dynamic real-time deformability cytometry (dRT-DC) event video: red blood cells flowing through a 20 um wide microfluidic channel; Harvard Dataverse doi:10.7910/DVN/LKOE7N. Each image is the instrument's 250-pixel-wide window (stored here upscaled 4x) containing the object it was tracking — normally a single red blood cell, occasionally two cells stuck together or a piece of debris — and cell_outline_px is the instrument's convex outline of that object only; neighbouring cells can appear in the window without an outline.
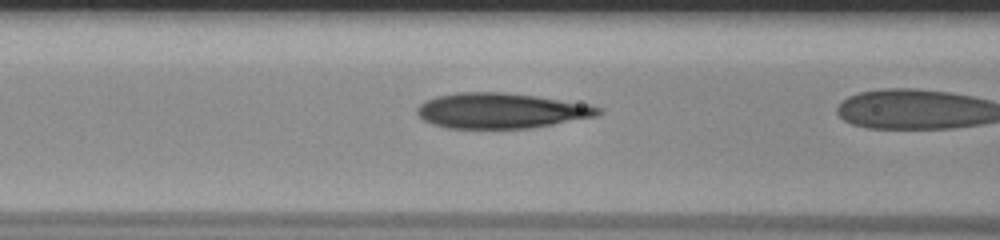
{"species": "human", "species_latin": "Homo sapiens", "temperature_condition": "room temperature", "stored_images_in_passage": 29, "camera_frame_rate_fps": 3000, "um_per_image_px": 0.085, "donor": {"sex": "male"}, "frame": {"image": 1, "passage_image": 9, "time_ms": 2.667, "image_size_px": [1000, 240], "cell_outline_px": [[604, 112], [596, 116], [532, 128], [448, 128], [432, 124], [424, 120], [416, 112], [416, 108], [420, 104], [436, 96], [456, 92], [504, 92], [536, 96], [588, 104], [600, 108]], "centroid_in_image_um": [42.58, 9.4], "position_along_channel_um": 124.0, "area_um2": 37.22}}
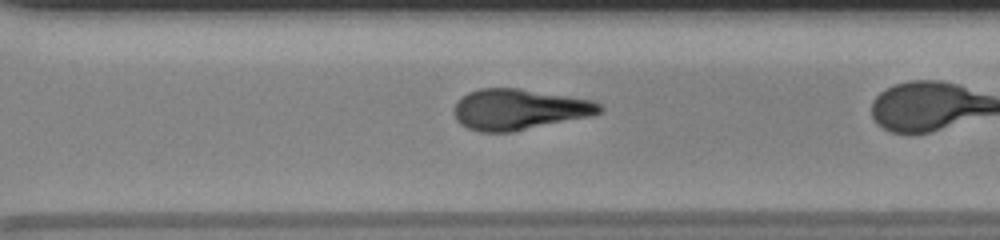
{"frame": {"image": 2, "passage_image": 25, "time_ms": 8.0, "image_size_px": [1000, 240], "cell_outline_px": [[604, 112], [592, 116], [512, 132], [480, 132], [468, 128], [460, 124], [456, 120], [456, 104], [468, 92], [480, 88], [516, 88], [592, 100], [600, 104], [604, 108]], "centroid_in_image_um": [44.17, 9.31], "position_along_channel_um": 326.4, "area_um2": 34.39}}